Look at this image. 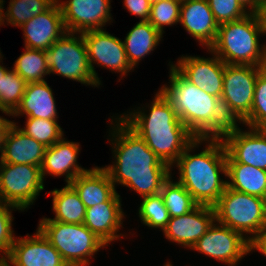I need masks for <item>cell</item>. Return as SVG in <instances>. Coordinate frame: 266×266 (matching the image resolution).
<instances>
[{"label": "cell", "instance_id": "cell-22", "mask_svg": "<svg viewBox=\"0 0 266 266\" xmlns=\"http://www.w3.org/2000/svg\"><path fill=\"white\" fill-rule=\"evenodd\" d=\"M79 149V143L66 141L65 138L47 147L41 166L43 180L47 173L56 177L65 175L66 184H70L78 175L87 172L89 169L77 164Z\"/></svg>", "mask_w": 266, "mask_h": 266}, {"label": "cell", "instance_id": "cell-38", "mask_svg": "<svg viewBox=\"0 0 266 266\" xmlns=\"http://www.w3.org/2000/svg\"><path fill=\"white\" fill-rule=\"evenodd\" d=\"M123 2L131 14L141 18L140 21H148L151 10L150 0H124Z\"/></svg>", "mask_w": 266, "mask_h": 266}, {"label": "cell", "instance_id": "cell-28", "mask_svg": "<svg viewBox=\"0 0 266 266\" xmlns=\"http://www.w3.org/2000/svg\"><path fill=\"white\" fill-rule=\"evenodd\" d=\"M13 69L27 84L45 81L44 77L50 75L46 51L25 48Z\"/></svg>", "mask_w": 266, "mask_h": 266}, {"label": "cell", "instance_id": "cell-6", "mask_svg": "<svg viewBox=\"0 0 266 266\" xmlns=\"http://www.w3.org/2000/svg\"><path fill=\"white\" fill-rule=\"evenodd\" d=\"M214 209L217 223L244 234L250 242L266 228V199L261 197L226 187Z\"/></svg>", "mask_w": 266, "mask_h": 266}, {"label": "cell", "instance_id": "cell-4", "mask_svg": "<svg viewBox=\"0 0 266 266\" xmlns=\"http://www.w3.org/2000/svg\"><path fill=\"white\" fill-rule=\"evenodd\" d=\"M205 141L207 146L191 154ZM207 141V142H206ZM226 148L221 138H196L174 163L179 170L178 183L191 194L198 205L214 207L227 187ZM220 173V174H219Z\"/></svg>", "mask_w": 266, "mask_h": 266}, {"label": "cell", "instance_id": "cell-36", "mask_svg": "<svg viewBox=\"0 0 266 266\" xmlns=\"http://www.w3.org/2000/svg\"><path fill=\"white\" fill-rule=\"evenodd\" d=\"M207 2L218 24L237 21L249 14L238 0H207Z\"/></svg>", "mask_w": 266, "mask_h": 266}, {"label": "cell", "instance_id": "cell-18", "mask_svg": "<svg viewBox=\"0 0 266 266\" xmlns=\"http://www.w3.org/2000/svg\"><path fill=\"white\" fill-rule=\"evenodd\" d=\"M20 28L24 33L25 48L44 51H47L55 41L67 32L58 1Z\"/></svg>", "mask_w": 266, "mask_h": 266}, {"label": "cell", "instance_id": "cell-47", "mask_svg": "<svg viewBox=\"0 0 266 266\" xmlns=\"http://www.w3.org/2000/svg\"><path fill=\"white\" fill-rule=\"evenodd\" d=\"M260 2L265 6L266 5V0H260Z\"/></svg>", "mask_w": 266, "mask_h": 266}, {"label": "cell", "instance_id": "cell-1", "mask_svg": "<svg viewBox=\"0 0 266 266\" xmlns=\"http://www.w3.org/2000/svg\"><path fill=\"white\" fill-rule=\"evenodd\" d=\"M112 126L113 165L103 167L114 186L124 185L142 198L160 193L163 184L171 176V167L149 149L146 142L131 130L120 118Z\"/></svg>", "mask_w": 266, "mask_h": 266}, {"label": "cell", "instance_id": "cell-19", "mask_svg": "<svg viewBox=\"0 0 266 266\" xmlns=\"http://www.w3.org/2000/svg\"><path fill=\"white\" fill-rule=\"evenodd\" d=\"M121 206L120 195L116 191L106 202L86 208L83 224L107 246L122 236L117 234L123 227L125 215Z\"/></svg>", "mask_w": 266, "mask_h": 266}, {"label": "cell", "instance_id": "cell-3", "mask_svg": "<svg viewBox=\"0 0 266 266\" xmlns=\"http://www.w3.org/2000/svg\"><path fill=\"white\" fill-rule=\"evenodd\" d=\"M169 83L160 88L181 122L196 138H221L233 125L221 100L187 81L170 65Z\"/></svg>", "mask_w": 266, "mask_h": 266}, {"label": "cell", "instance_id": "cell-46", "mask_svg": "<svg viewBox=\"0 0 266 266\" xmlns=\"http://www.w3.org/2000/svg\"><path fill=\"white\" fill-rule=\"evenodd\" d=\"M161 0H150V3L153 4V3H156V2H159Z\"/></svg>", "mask_w": 266, "mask_h": 266}, {"label": "cell", "instance_id": "cell-44", "mask_svg": "<svg viewBox=\"0 0 266 266\" xmlns=\"http://www.w3.org/2000/svg\"><path fill=\"white\" fill-rule=\"evenodd\" d=\"M5 2L4 0H0V26L3 25L2 24V10H3V6H4V3Z\"/></svg>", "mask_w": 266, "mask_h": 266}, {"label": "cell", "instance_id": "cell-31", "mask_svg": "<svg viewBox=\"0 0 266 266\" xmlns=\"http://www.w3.org/2000/svg\"><path fill=\"white\" fill-rule=\"evenodd\" d=\"M27 83L12 70H7L1 83V111L11 116L19 106Z\"/></svg>", "mask_w": 266, "mask_h": 266}, {"label": "cell", "instance_id": "cell-42", "mask_svg": "<svg viewBox=\"0 0 266 266\" xmlns=\"http://www.w3.org/2000/svg\"><path fill=\"white\" fill-rule=\"evenodd\" d=\"M2 52H0V62L1 60L3 59L2 57ZM8 69L2 65H0V111H1V83H2V78L4 77V74L5 72L7 71Z\"/></svg>", "mask_w": 266, "mask_h": 266}, {"label": "cell", "instance_id": "cell-9", "mask_svg": "<svg viewBox=\"0 0 266 266\" xmlns=\"http://www.w3.org/2000/svg\"><path fill=\"white\" fill-rule=\"evenodd\" d=\"M264 67L225 64L221 104L232 124H240L250 115L255 83Z\"/></svg>", "mask_w": 266, "mask_h": 266}, {"label": "cell", "instance_id": "cell-23", "mask_svg": "<svg viewBox=\"0 0 266 266\" xmlns=\"http://www.w3.org/2000/svg\"><path fill=\"white\" fill-rule=\"evenodd\" d=\"M56 102L47 81L28 83L21 102L11 116L57 120Z\"/></svg>", "mask_w": 266, "mask_h": 266}, {"label": "cell", "instance_id": "cell-35", "mask_svg": "<svg viewBox=\"0 0 266 266\" xmlns=\"http://www.w3.org/2000/svg\"><path fill=\"white\" fill-rule=\"evenodd\" d=\"M180 0H161L151 4L148 21L163 35L164 26H172L179 23Z\"/></svg>", "mask_w": 266, "mask_h": 266}, {"label": "cell", "instance_id": "cell-45", "mask_svg": "<svg viewBox=\"0 0 266 266\" xmlns=\"http://www.w3.org/2000/svg\"><path fill=\"white\" fill-rule=\"evenodd\" d=\"M261 15H262V18L264 21V27H265V31H266V5L264 6V10H263Z\"/></svg>", "mask_w": 266, "mask_h": 266}, {"label": "cell", "instance_id": "cell-37", "mask_svg": "<svg viewBox=\"0 0 266 266\" xmlns=\"http://www.w3.org/2000/svg\"><path fill=\"white\" fill-rule=\"evenodd\" d=\"M14 209L20 210L15 206L0 201V252L3 255L9 254L15 240L14 231L12 230L14 217L11 214Z\"/></svg>", "mask_w": 266, "mask_h": 266}, {"label": "cell", "instance_id": "cell-40", "mask_svg": "<svg viewBox=\"0 0 266 266\" xmlns=\"http://www.w3.org/2000/svg\"><path fill=\"white\" fill-rule=\"evenodd\" d=\"M253 250L266 256V228L251 242V251Z\"/></svg>", "mask_w": 266, "mask_h": 266}, {"label": "cell", "instance_id": "cell-26", "mask_svg": "<svg viewBox=\"0 0 266 266\" xmlns=\"http://www.w3.org/2000/svg\"><path fill=\"white\" fill-rule=\"evenodd\" d=\"M163 35L149 22L139 21L125 37L124 48L134 70L139 61L158 46Z\"/></svg>", "mask_w": 266, "mask_h": 266}, {"label": "cell", "instance_id": "cell-14", "mask_svg": "<svg viewBox=\"0 0 266 266\" xmlns=\"http://www.w3.org/2000/svg\"><path fill=\"white\" fill-rule=\"evenodd\" d=\"M214 57L181 56L171 65L190 83L206 93L221 99L225 63L215 54Z\"/></svg>", "mask_w": 266, "mask_h": 266}, {"label": "cell", "instance_id": "cell-39", "mask_svg": "<svg viewBox=\"0 0 266 266\" xmlns=\"http://www.w3.org/2000/svg\"><path fill=\"white\" fill-rule=\"evenodd\" d=\"M238 2L245 10H248L249 14L261 15L264 10V5L260 0H238Z\"/></svg>", "mask_w": 266, "mask_h": 266}, {"label": "cell", "instance_id": "cell-25", "mask_svg": "<svg viewBox=\"0 0 266 266\" xmlns=\"http://www.w3.org/2000/svg\"><path fill=\"white\" fill-rule=\"evenodd\" d=\"M227 187L266 199V170L236 162L228 153Z\"/></svg>", "mask_w": 266, "mask_h": 266}, {"label": "cell", "instance_id": "cell-27", "mask_svg": "<svg viewBox=\"0 0 266 266\" xmlns=\"http://www.w3.org/2000/svg\"><path fill=\"white\" fill-rule=\"evenodd\" d=\"M53 197V212L55 217L42 218L41 220H53L69 224H83L86 207L81 201L75 189L67 184L61 189H53L49 192Z\"/></svg>", "mask_w": 266, "mask_h": 266}, {"label": "cell", "instance_id": "cell-43", "mask_svg": "<svg viewBox=\"0 0 266 266\" xmlns=\"http://www.w3.org/2000/svg\"><path fill=\"white\" fill-rule=\"evenodd\" d=\"M0 266H11L9 255H3V254L1 255Z\"/></svg>", "mask_w": 266, "mask_h": 266}, {"label": "cell", "instance_id": "cell-30", "mask_svg": "<svg viewBox=\"0 0 266 266\" xmlns=\"http://www.w3.org/2000/svg\"><path fill=\"white\" fill-rule=\"evenodd\" d=\"M160 194L170 218L185 215L198 206L183 185L173 182L172 176L163 184Z\"/></svg>", "mask_w": 266, "mask_h": 266}, {"label": "cell", "instance_id": "cell-12", "mask_svg": "<svg viewBox=\"0 0 266 266\" xmlns=\"http://www.w3.org/2000/svg\"><path fill=\"white\" fill-rule=\"evenodd\" d=\"M82 35L87 48L88 62L98 85L101 84V81L94 64L119 72L122 77L133 69L129 64L121 39L109 34L104 29L87 31Z\"/></svg>", "mask_w": 266, "mask_h": 266}, {"label": "cell", "instance_id": "cell-20", "mask_svg": "<svg viewBox=\"0 0 266 266\" xmlns=\"http://www.w3.org/2000/svg\"><path fill=\"white\" fill-rule=\"evenodd\" d=\"M179 23L199 44L209 49L215 42L219 24L215 21L207 0H184Z\"/></svg>", "mask_w": 266, "mask_h": 266}, {"label": "cell", "instance_id": "cell-8", "mask_svg": "<svg viewBox=\"0 0 266 266\" xmlns=\"http://www.w3.org/2000/svg\"><path fill=\"white\" fill-rule=\"evenodd\" d=\"M78 34V37L76 36ZM49 73L98 87L91 71L82 33L65 32L46 51Z\"/></svg>", "mask_w": 266, "mask_h": 266}, {"label": "cell", "instance_id": "cell-15", "mask_svg": "<svg viewBox=\"0 0 266 266\" xmlns=\"http://www.w3.org/2000/svg\"><path fill=\"white\" fill-rule=\"evenodd\" d=\"M249 129L233 124L221 137L226 152L238 163L266 170V129Z\"/></svg>", "mask_w": 266, "mask_h": 266}, {"label": "cell", "instance_id": "cell-11", "mask_svg": "<svg viewBox=\"0 0 266 266\" xmlns=\"http://www.w3.org/2000/svg\"><path fill=\"white\" fill-rule=\"evenodd\" d=\"M191 249L228 266H236L244 255L251 252V242L239 232L215 221Z\"/></svg>", "mask_w": 266, "mask_h": 266}, {"label": "cell", "instance_id": "cell-10", "mask_svg": "<svg viewBox=\"0 0 266 266\" xmlns=\"http://www.w3.org/2000/svg\"><path fill=\"white\" fill-rule=\"evenodd\" d=\"M41 167L0 163V201L24 211L44 190Z\"/></svg>", "mask_w": 266, "mask_h": 266}, {"label": "cell", "instance_id": "cell-34", "mask_svg": "<svg viewBox=\"0 0 266 266\" xmlns=\"http://www.w3.org/2000/svg\"><path fill=\"white\" fill-rule=\"evenodd\" d=\"M242 124L253 129H266V67L258 74L251 112Z\"/></svg>", "mask_w": 266, "mask_h": 266}, {"label": "cell", "instance_id": "cell-16", "mask_svg": "<svg viewBox=\"0 0 266 266\" xmlns=\"http://www.w3.org/2000/svg\"><path fill=\"white\" fill-rule=\"evenodd\" d=\"M8 255L12 266H68L38 228L33 236L15 237Z\"/></svg>", "mask_w": 266, "mask_h": 266}, {"label": "cell", "instance_id": "cell-21", "mask_svg": "<svg viewBox=\"0 0 266 266\" xmlns=\"http://www.w3.org/2000/svg\"><path fill=\"white\" fill-rule=\"evenodd\" d=\"M46 148L44 144L26 135L13 122L5 136L0 163L29 164L41 167Z\"/></svg>", "mask_w": 266, "mask_h": 266}, {"label": "cell", "instance_id": "cell-7", "mask_svg": "<svg viewBox=\"0 0 266 266\" xmlns=\"http://www.w3.org/2000/svg\"><path fill=\"white\" fill-rule=\"evenodd\" d=\"M38 229L68 266H89L90 257L107 245L84 224L40 220Z\"/></svg>", "mask_w": 266, "mask_h": 266}, {"label": "cell", "instance_id": "cell-24", "mask_svg": "<svg viewBox=\"0 0 266 266\" xmlns=\"http://www.w3.org/2000/svg\"><path fill=\"white\" fill-rule=\"evenodd\" d=\"M70 185L79 194L86 208L106 202L116 188L109 173L103 167H93L78 175Z\"/></svg>", "mask_w": 266, "mask_h": 266}, {"label": "cell", "instance_id": "cell-2", "mask_svg": "<svg viewBox=\"0 0 266 266\" xmlns=\"http://www.w3.org/2000/svg\"><path fill=\"white\" fill-rule=\"evenodd\" d=\"M148 107L149 114L137 109L119 118L146 142L162 162L172 167L196 137L181 122L160 90Z\"/></svg>", "mask_w": 266, "mask_h": 266}, {"label": "cell", "instance_id": "cell-13", "mask_svg": "<svg viewBox=\"0 0 266 266\" xmlns=\"http://www.w3.org/2000/svg\"><path fill=\"white\" fill-rule=\"evenodd\" d=\"M57 1L67 32L84 33L104 29L106 23L113 19L110 13V0Z\"/></svg>", "mask_w": 266, "mask_h": 266}, {"label": "cell", "instance_id": "cell-32", "mask_svg": "<svg viewBox=\"0 0 266 266\" xmlns=\"http://www.w3.org/2000/svg\"><path fill=\"white\" fill-rule=\"evenodd\" d=\"M138 212L143 224L151 228H159L162 231L170 219L160 193L143 197Z\"/></svg>", "mask_w": 266, "mask_h": 266}, {"label": "cell", "instance_id": "cell-48", "mask_svg": "<svg viewBox=\"0 0 266 266\" xmlns=\"http://www.w3.org/2000/svg\"><path fill=\"white\" fill-rule=\"evenodd\" d=\"M173 264H171L170 262H167L164 266H172Z\"/></svg>", "mask_w": 266, "mask_h": 266}, {"label": "cell", "instance_id": "cell-17", "mask_svg": "<svg viewBox=\"0 0 266 266\" xmlns=\"http://www.w3.org/2000/svg\"><path fill=\"white\" fill-rule=\"evenodd\" d=\"M215 221L214 207L198 205L185 215L171 217L163 233L169 241L191 249Z\"/></svg>", "mask_w": 266, "mask_h": 266}, {"label": "cell", "instance_id": "cell-41", "mask_svg": "<svg viewBox=\"0 0 266 266\" xmlns=\"http://www.w3.org/2000/svg\"><path fill=\"white\" fill-rule=\"evenodd\" d=\"M12 124V121H9L6 118L0 116V153L3 149L6 133Z\"/></svg>", "mask_w": 266, "mask_h": 266}, {"label": "cell", "instance_id": "cell-33", "mask_svg": "<svg viewBox=\"0 0 266 266\" xmlns=\"http://www.w3.org/2000/svg\"><path fill=\"white\" fill-rule=\"evenodd\" d=\"M25 123V127L19 129L46 147L52 146L64 136L57 120L26 118Z\"/></svg>", "mask_w": 266, "mask_h": 266}, {"label": "cell", "instance_id": "cell-5", "mask_svg": "<svg viewBox=\"0 0 266 266\" xmlns=\"http://www.w3.org/2000/svg\"><path fill=\"white\" fill-rule=\"evenodd\" d=\"M260 34L266 35L262 15L248 14L219 24L216 40L208 51L228 65L266 67V45H260Z\"/></svg>", "mask_w": 266, "mask_h": 266}, {"label": "cell", "instance_id": "cell-29", "mask_svg": "<svg viewBox=\"0 0 266 266\" xmlns=\"http://www.w3.org/2000/svg\"><path fill=\"white\" fill-rule=\"evenodd\" d=\"M57 0H10L9 7L2 10V24L5 20L12 26L21 27L23 24L48 10Z\"/></svg>", "mask_w": 266, "mask_h": 266}]
</instances>
